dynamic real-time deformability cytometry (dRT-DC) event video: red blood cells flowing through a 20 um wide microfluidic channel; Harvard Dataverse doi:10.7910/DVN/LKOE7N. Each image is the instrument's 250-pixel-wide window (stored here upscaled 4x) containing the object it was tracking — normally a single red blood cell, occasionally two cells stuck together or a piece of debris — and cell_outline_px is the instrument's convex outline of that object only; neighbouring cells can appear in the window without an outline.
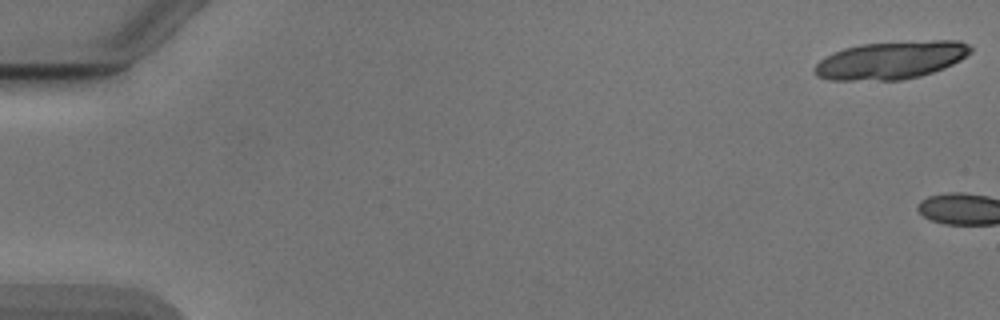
{"species": "Egyptian fruit bat (a non-hibernating species)", "species_latin": "Rousettus aegyptiacus", "temperature_condition": "cold", "stored_images_in_passage": 3, "camera_frame_rate_fps": 3000, "um_per_image_px": 0.085, "animal": {"sex": "male"}, "frame": {"image": 1, "passage_image": 1, "time_ms": 0.0, "image_size_px": [1000, 320], "cell_outline_px": [[972, 52], [960, 60], [952, 64], [932, 72], [920, 76], [900, 80], [832, 80], [816, 76], [812, 68], [824, 56], [844, 48], [860, 44], [932, 40], [960, 40], [968, 44], [972, 48]], "centroid_in_image_um": [75.72, 5.11], "position_along_channel_um": 9.3, "area_um2": 34.45}}